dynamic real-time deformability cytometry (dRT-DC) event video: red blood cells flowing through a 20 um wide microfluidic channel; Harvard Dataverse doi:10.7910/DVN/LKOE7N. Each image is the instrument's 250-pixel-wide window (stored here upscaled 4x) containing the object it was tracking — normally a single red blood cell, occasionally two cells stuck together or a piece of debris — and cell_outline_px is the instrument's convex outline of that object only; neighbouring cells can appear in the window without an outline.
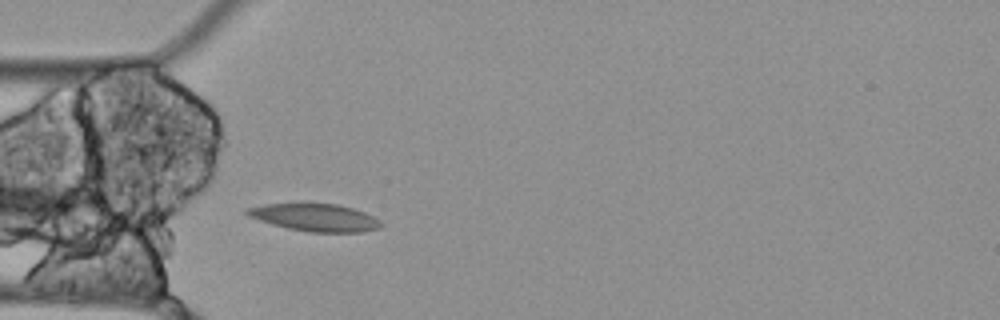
{"species": "Egyptian fruit bat (a non-hibernating species)", "species_latin": "Rousettus aegyptiacus", "temperature_condition": "cold", "stored_images_in_passage": 39, "camera_frame_rate_fps": 3000, "um_per_image_px": 0.085, "animal": {"sex": "female"}, "frame": {"image": 1, "passage_image": 1, "time_ms": 0.0, "image_size_px": [1000, 320], "cell_outline_px": [[384, 224], [380, 228], [360, 232], [308, 232], [288, 228], [272, 224], [248, 216], [244, 212], [244, 208], [264, 204], [300, 200], [336, 204], [352, 208], [364, 212], [380, 220]], "centroid_in_image_um": [26.72, 18.43], "position_along_channel_um": 58.3, "area_um2": 22.37}}
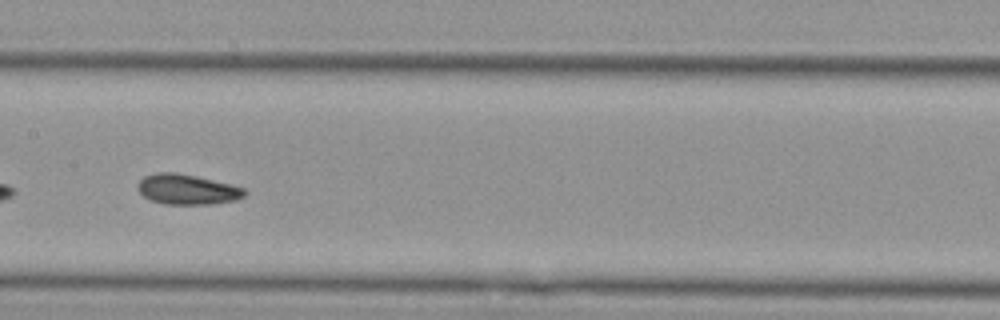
{"frame": {"image": 2, "passage_image": 12, "time_ms": 3.667, "image_size_px": [1000, 320], "cell_outline_px": [[248, 192], [244, 196], [236, 200], [212, 204], [164, 204], [148, 200], [136, 188], [136, 184], [144, 176], [156, 172], [176, 172], [196, 176], [232, 184], [244, 188]], "centroid_in_image_um": [15.9, 16.1], "position_along_channel_um": 191.5, "area_um2": 19.07}}
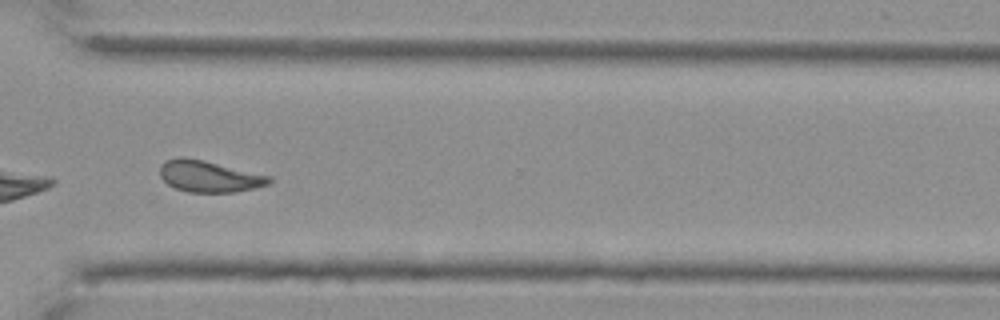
{"frame": {"image": 3, "passage_image": 26, "time_ms": 8.333, "image_size_px": [1000, 320], "cell_outline_px": [[272, 180], [268, 184], [256, 188], [236, 192], [188, 192], [176, 188], [168, 184], [160, 176], [160, 164], [168, 160], [180, 156], [204, 160], [272, 176]], "centroid_in_image_um": [17.8, 14.99], "position_along_channel_um": 352.8, "area_um2": 20.06}, "authors_computed_cell_mechanics": {"area_um2": 19.7676, "velocity_mm_per_s": 3.4587, "shape_relaxation_time_tau1_ms": null, "shape_relaxation_time_tau2_ms": 8.9246, "deformation_change_tau1": null, "deformation_change_tau2": 0.0781}}